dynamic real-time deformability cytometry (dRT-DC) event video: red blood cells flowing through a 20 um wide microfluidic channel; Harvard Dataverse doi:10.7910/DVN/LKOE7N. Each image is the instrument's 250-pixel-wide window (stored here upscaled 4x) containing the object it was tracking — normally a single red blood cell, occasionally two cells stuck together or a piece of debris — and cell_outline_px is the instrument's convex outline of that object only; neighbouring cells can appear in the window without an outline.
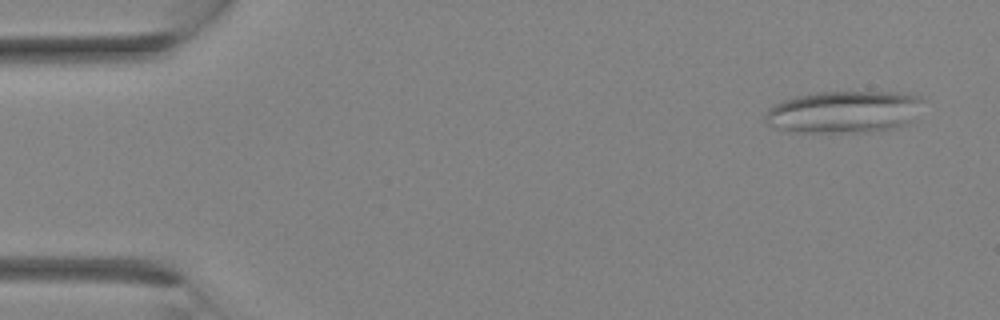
{"species": "Egyptian fruit bat (a non-hibernating species)", "species_latin": "Rousettus aegyptiacus", "temperature_condition": "room temperature", "stored_images_in_passage": 3, "camera_frame_rate_fps": 3000, "um_per_image_px": 0.085, "animal": {"sex": "female"}, "frame": {"image": 1, "passage_image": 3, "time_ms": 2.0, "image_size_px": [1000, 320], "cell_outline_px": [[924, 100], [912, 120], [908, 124], [900, 128], [868, 132], [796, 132], [776, 128], [764, 124], [764, 116], [768, 108], [772, 104], [796, 96], [816, 92], [900, 92], [920, 96]], "centroid_in_image_um": [71.72, 9.52], "position_along_channel_um": 13.3, "area_um2": 39.3}}